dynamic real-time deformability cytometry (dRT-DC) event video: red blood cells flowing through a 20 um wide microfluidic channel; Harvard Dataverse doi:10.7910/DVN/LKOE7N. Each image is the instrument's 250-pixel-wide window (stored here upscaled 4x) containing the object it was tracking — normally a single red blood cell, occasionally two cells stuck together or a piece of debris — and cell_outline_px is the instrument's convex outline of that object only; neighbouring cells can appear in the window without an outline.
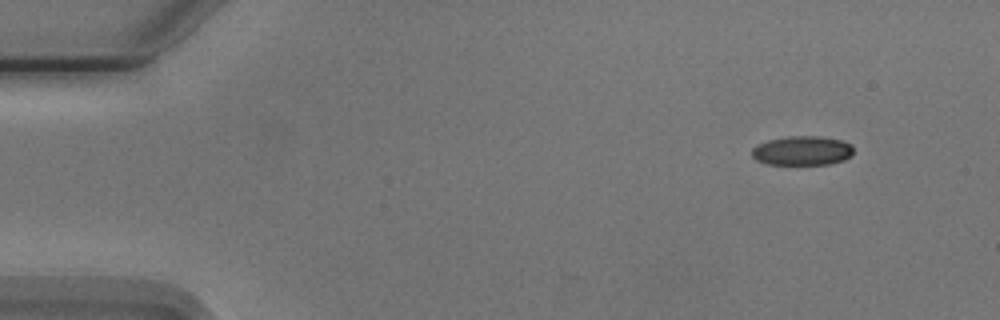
{"species": "Egyptian fruit bat (a non-hibernating species)", "species_latin": "Rousettus aegyptiacus", "temperature_condition": "cold", "stored_images_in_passage": 3, "camera_frame_rate_fps": 3000, "um_per_image_px": 0.085, "animal": {"sex": "male"}, "frame": {"image": 1, "passage_image": 3, "time_ms": 3.0, "image_size_px": [1000, 320], "cell_outline_px": [[852, 156], [844, 160], [828, 164], [768, 164], [756, 160], [752, 156], [752, 148], [768, 140], [788, 136], [820, 136], [840, 140], [852, 144]], "centroid_in_image_um": [68.2, 12.8], "position_along_channel_um": 16.8, "area_um2": 17.28}}